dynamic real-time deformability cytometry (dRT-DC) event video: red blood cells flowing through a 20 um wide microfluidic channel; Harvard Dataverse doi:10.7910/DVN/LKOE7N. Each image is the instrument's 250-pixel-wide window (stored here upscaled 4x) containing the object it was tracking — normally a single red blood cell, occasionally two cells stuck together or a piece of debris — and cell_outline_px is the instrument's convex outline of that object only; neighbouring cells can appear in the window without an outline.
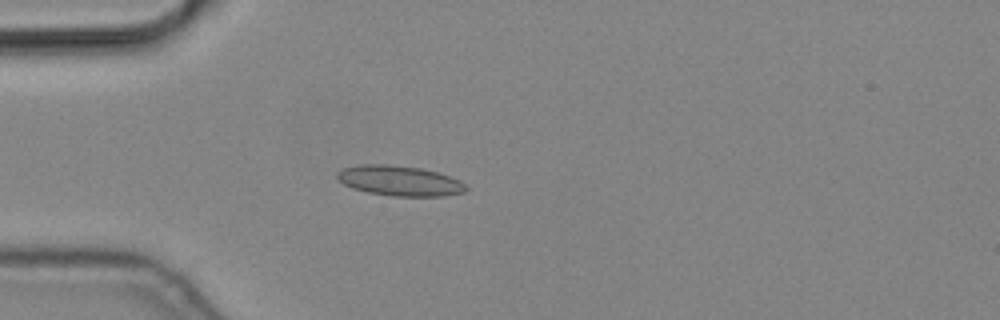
{"species": "common noctule bat (a hibernating species)", "species_latin": "Nyctalus noctula", "temperature_condition": "cold", "stored_images_in_passage": 3, "camera_frame_rate_fps": 3000, "um_per_image_px": 0.085, "animal": {"sex": "male", "body_mass_g": 19.2, "forearm_length_mm": 51.8}, "frame": {"image": 1, "passage_image": 3, "time_ms": 0.667, "image_size_px": [1000, 320], "cell_outline_px": [[468, 188], [464, 192], [444, 196], [392, 196], [368, 192], [352, 188], [344, 184], [336, 176], [336, 172], [340, 168], [360, 164], [388, 164], [420, 168], [436, 172], [460, 180]], "centroid_in_image_um": [33.93, 15.36], "position_along_channel_um": 51.1, "area_um2": 22.66}}